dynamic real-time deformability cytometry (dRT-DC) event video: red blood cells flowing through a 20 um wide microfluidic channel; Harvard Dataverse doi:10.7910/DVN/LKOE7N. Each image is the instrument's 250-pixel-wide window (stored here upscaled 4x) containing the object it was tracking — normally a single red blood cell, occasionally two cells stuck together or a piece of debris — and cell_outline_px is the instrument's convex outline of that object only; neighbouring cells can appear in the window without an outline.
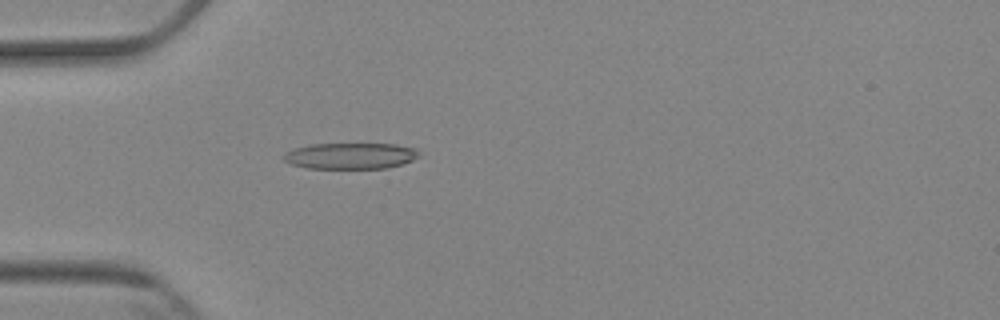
{"species": "Egyptian fruit bat (a non-hibernating species)", "species_latin": "Rousettus aegyptiacus", "temperature_condition": "cold", "stored_images_in_passage": 1, "camera_frame_rate_fps": 3000, "um_per_image_px": 0.085, "animal": {"sex": "female"}, "frame": {"image": 1, "passage_image": 1, "time_ms": 0.0, "image_size_px": [1000, 320], "cell_outline_px": [[420, 156], [412, 160], [388, 168], [308, 168], [292, 164], [284, 160], [280, 156], [284, 152], [292, 148], [308, 144], [396, 144], [416, 148]], "centroid_in_image_um": [29.74, 13.24], "position_along_channel_um": 55.3, "area_um2": 20.75}}